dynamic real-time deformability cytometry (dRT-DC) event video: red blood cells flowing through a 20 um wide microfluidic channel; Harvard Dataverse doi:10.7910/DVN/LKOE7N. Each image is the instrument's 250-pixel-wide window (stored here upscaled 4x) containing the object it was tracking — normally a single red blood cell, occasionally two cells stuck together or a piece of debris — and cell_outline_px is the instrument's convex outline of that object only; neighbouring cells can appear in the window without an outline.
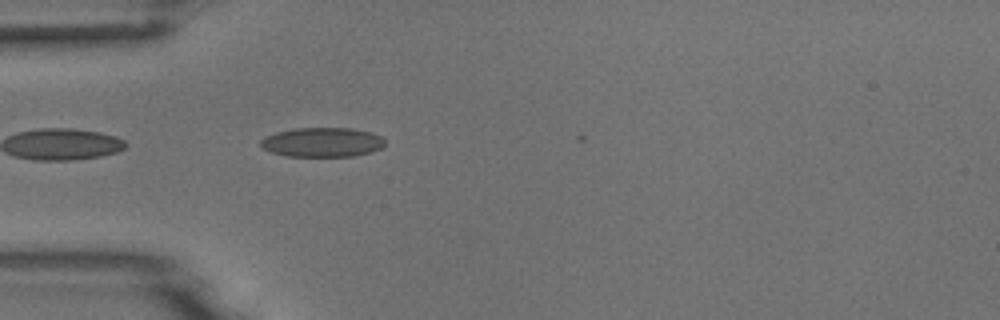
{"species": "common noctule bat (a hibernating species)", "species_latin": "Nyctalus noctula", "temperature_condition": "room temperature", "stored_images_in_passage": 2, "camera_frame_rate_fps": 3000, "um_per_image_px": 0.085, "animal": {"sex": "male", "body_mass_g": 18.8}, "frame": {"image": 1, "passage_image": 2, "time_ms": 1.0, "image_size_px": [1000, 320], "cell_outline_px": [[384, 144], [380, 148], [368, 152], [352, 156], [288, 156], [272, 152], [264, 148], [260, 144], [260, 140], [264, 136], [276, 132], [296, 128], [352, 128], [372, 132], [380, 136], [384, 140]], "centroid_in_image_um": [27.37, 12.08], "position_along_channel_um": 57.6, "area_um2": 21.15}}